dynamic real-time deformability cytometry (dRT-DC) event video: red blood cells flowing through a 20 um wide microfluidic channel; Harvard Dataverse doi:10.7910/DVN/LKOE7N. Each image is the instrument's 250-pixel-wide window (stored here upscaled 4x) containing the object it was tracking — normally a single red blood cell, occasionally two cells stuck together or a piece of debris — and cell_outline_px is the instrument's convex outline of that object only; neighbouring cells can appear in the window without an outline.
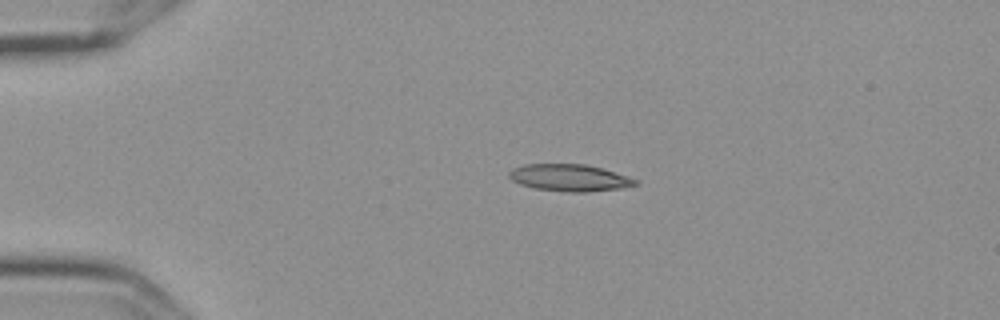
{"species": "Egyptian fruit bat (a non-hibernating species)", "species_latin": "Rousettus aegyptiacus", "temperature_condition": "cold", "stored_images_in_passage": 4, "camera_frame_rate_fps": 3000, "um_per_image_px": 0.085, "frame": {"image": 1, "passage_image": 2, "time_ms": 0.333, "image_size_px": [1000, 320], "cell_outline_px": [[640, 184], [624, 188], [588, 192], [568, 192], [536, 188], [520, 184], [512, 180], [508, 176], [508, 172], [512, 168], [524, 164], [584, 164], [600, 168], [640, 180]], "centroid_in_image_um": [48.43, 15.11], "position_along_channel_um": 36.6, "area_um2": 19.88}}
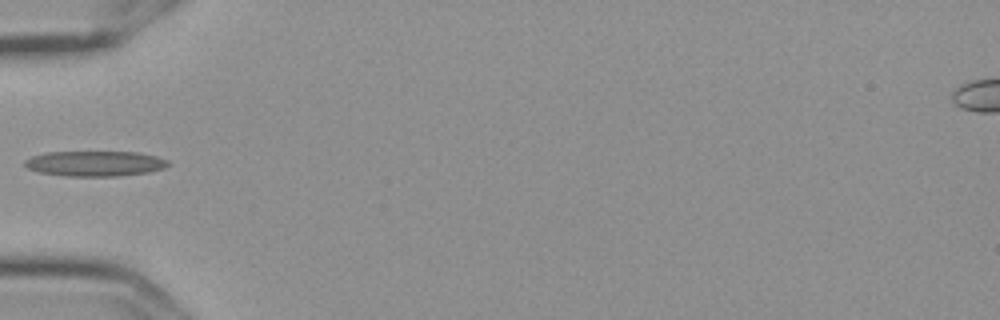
{"frame": {"image": 2, "passage_image": 4, "time_ms": 1.0, "image_size_px": [1000, 320], "cell_outline_px": [[172, 164], [164, 168], [148, 172], [116, 176], [64, 176], [40, 172], [28, 168], [24, 164], [24, 160], [32, 156], [44, 152], [136, 152], [156, 156], [168, 160]], "centroid_in_image_um": [8.08, 13.9], "position_along_channel_um": 76.9, "area_um2": 21.15}}